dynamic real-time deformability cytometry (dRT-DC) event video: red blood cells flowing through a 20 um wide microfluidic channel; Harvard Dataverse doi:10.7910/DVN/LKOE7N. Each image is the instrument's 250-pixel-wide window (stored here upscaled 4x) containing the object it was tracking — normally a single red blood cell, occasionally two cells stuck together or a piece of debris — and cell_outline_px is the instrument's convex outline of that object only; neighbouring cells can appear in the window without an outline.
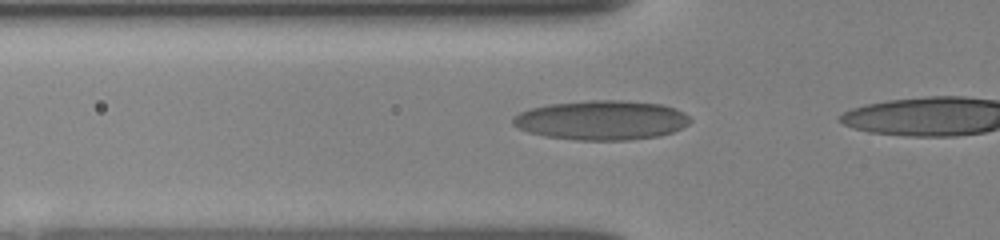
{"species": "human", "species_latin": "Homo sapiens", "temperature_condition": "room temperature", "stored_images_in_passage": 15, "camera_frame_rate_fps": 3000, "um_per_image_px": 0.085, "donor": {"sex": "female"}, "frame": {"image": 1, "passage_image": 14, "time_ms": 4.333, "image_size_px": [1000, 240], "cell_outline_px": [[692, 120], [688, 124], [672, 132], [660, 136], [628, 140], [576, 140], [544, 136], [528, 132], [512, 124], [512, 116], [520, 112], [532, 108], [548, 104], [592, 100], [620, 100], [660, 104], [676, 108], [684, 112]], "centroid_in_image_um": [51.13, 10.22], "position_along_channel_um": 74.7, "area_um2": 40.81}}